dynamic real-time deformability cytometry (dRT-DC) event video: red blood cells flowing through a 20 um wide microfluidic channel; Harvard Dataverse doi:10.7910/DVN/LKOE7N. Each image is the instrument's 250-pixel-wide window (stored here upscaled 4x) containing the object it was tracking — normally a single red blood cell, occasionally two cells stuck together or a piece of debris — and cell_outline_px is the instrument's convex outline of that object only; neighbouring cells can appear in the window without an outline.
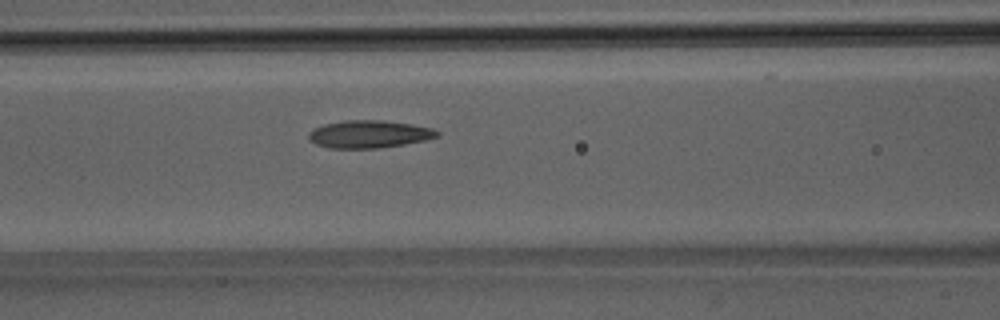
{"species": "Egyptian fruit bat (a non-hibernating species)", "species_latin": "Rousettus aegyptiacus", "temperature_condition": "room temperature", "stored_images_in_passage": 42, "camera_frame_rate_fps": 3000, "um_per_image_px": 0.085, "animal": {"sex": "male"}, "frame": {"image": 1, "passage_image": 13, "time_ms": 4.0, "image_size_px": [1000, 320], "cell_outline_px": [[440, 136], [424, 140], [404, 144], [380, 148], [328, 148], [316, 144], [308, 140], [308, 132], [312, 128], [324, 124], [344, 120], [384, 120], [412, 124], [432, 128], [440, 132]], "centroid_in_image_um": [31.34, 11.4], "position_along_channel_um": 135.3, "area_um2": 20.87}}
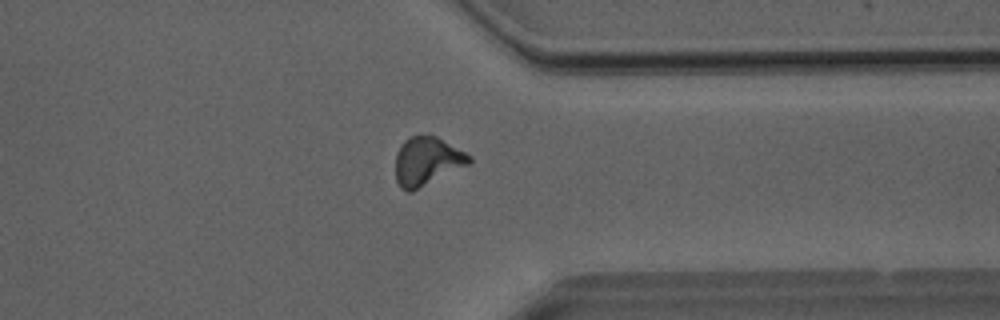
{"frame": {"image": 2, "passage_image": 31, "time_ms": 10.0, "image_size_px": [1000, 320], "cell_outline_px": [[472, 160], [468, 164], [412, 192], [408, 192], [400, 188], [396, 180], [396, 152], [400, 144], [408, 136], [428, 132], [436, 136], [472, 156]], "centroid_in_image_um": [36.25, 13.66], "position_along_channel_um": 375.1, "area_um2": 21.1}}
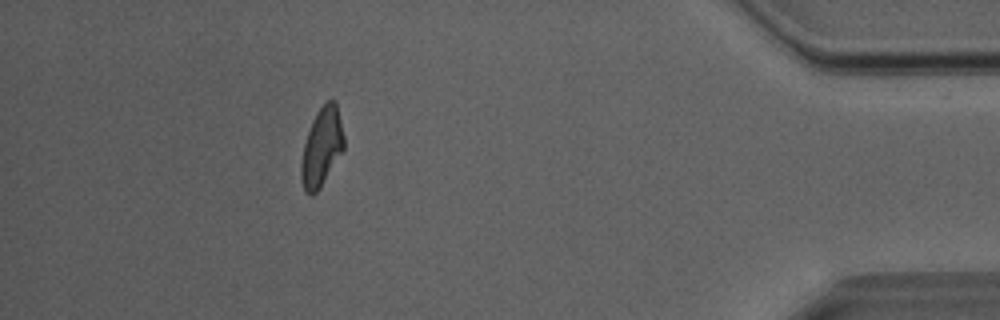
{"frame": {"image": 3, "passage_image": 37, "time_ms": 12.0, "image_size_px": [1000, 320], "cell_outline_px": [[344, 148], [320, 188], [312, 196], [304, 192], [300, 180], [300, 164], [304, 144], [312, 120], [316, 112], [324, 100], [336, 100], [344, 136]], "centroid_in_image_um": [27.32, 12.49], "position_along_channel_um": 407.9, "area_um2": 19.77}, "authors_computed_cell_mechanics": {"area_um2": 19.9699, "velocity_mm_per_s": 4.0523, "shape_relaxation_time_tau1_ms": 5.8599, "shape_relaxation_time_tau2_ms": 2.9669, "deformation_change_tau1": 0.1806, "deformation_change_tau2": 0.1195}}